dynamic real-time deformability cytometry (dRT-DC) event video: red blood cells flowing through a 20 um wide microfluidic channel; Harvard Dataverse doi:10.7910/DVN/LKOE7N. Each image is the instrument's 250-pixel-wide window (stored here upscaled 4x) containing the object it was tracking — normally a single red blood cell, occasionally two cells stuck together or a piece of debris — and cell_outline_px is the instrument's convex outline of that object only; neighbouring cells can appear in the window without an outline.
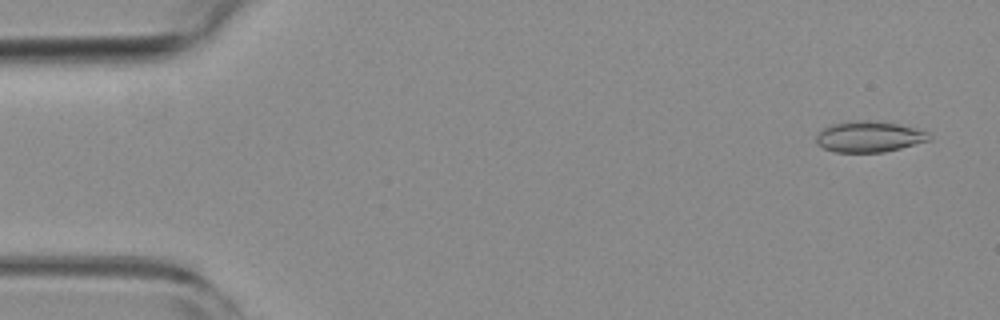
{"species": "common noctule bat (a hibernating species)", "species_latin": "Nyctalus noctula", "temperature_condition": "room temperature", "stored_images_in_passage": 54, "camera_frame_rate_fps": 3000, "um_per_image_px": 0.085, "animal": {"sex": "female", "body_mass_g": 19.3, "forearm_length_mm": 54.1}, "frame": {"image": 1, "passage_image": 3, "time_ms": 0.667, "image_size_px": [1000, 320], "cell_outline_px": [[932, 140], [884, 152], [836, 152], [824, 148], [816, 144], [816, 136], [824, 128], [832, 124], [860, 120], [868, 120], [900, 124], [928, 132], [932, 136]], "centroid_in_image_um": [73.91, 11.62], "position_along_channel_um": 11.1, "area_um2": 20.29}}
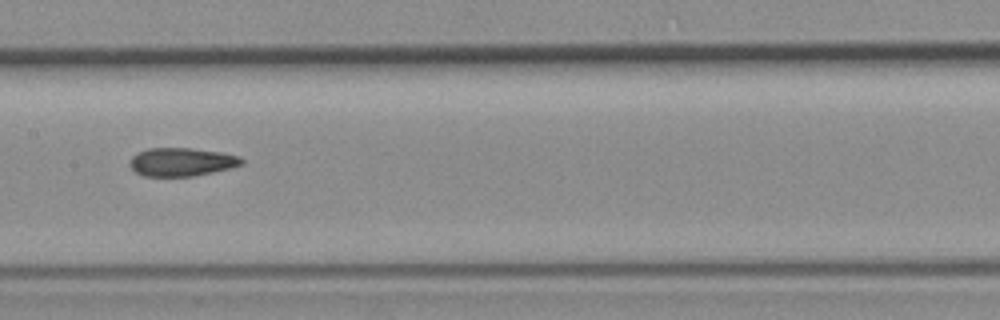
{"frame": {"image": 2, "passage_image": 27, "time_ms": 8.667, "image_size_px": [1000, 320], "cell_outline_px": [[244, 164], [212, 172], [192, 176], [144, 176], [136, 172], [128, 164], [132, 156], [136, 152], [148, 148], [192, 148], [220, 152], [240, 156], [244, 160]], "centroid_in_image_um": [15.41, 13.75], "position_along_channel_um": 192.0, "area_um2": 18.5}}
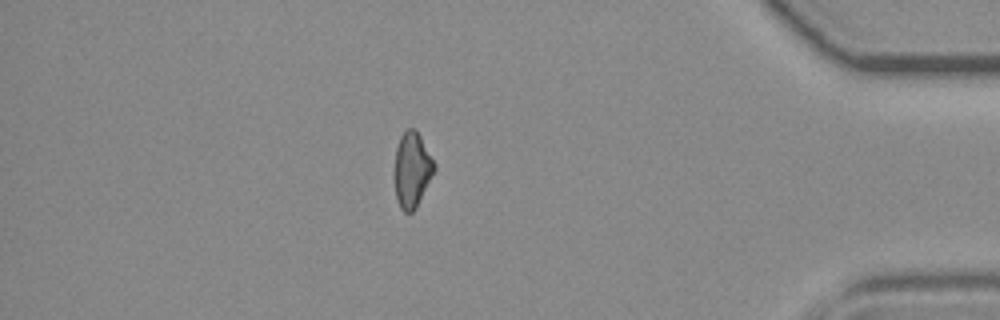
{"frame": {"image": 3, "passage_image": 47, "time_ms": 15.333, "image_size_px": [1000, 320], "cell_outline_px": [[436, 168], [416, 208], [412, 212], [404, 212], [400, 208], [396, 196], [396, 148], [400, 136], [408, 128], [416, 128], [436, 164]], "centroid_in_image_um": [35.05, 14.41], "position_along_channel_um": 400.1, "area_um2": 17.17}, "authors_computed_cell_mechanics": {"area_um2": 18.7561, "velocity_mm_per_s": 3.7757, "shape_relaxation_time_tau1_ms": null, "shape_relaxation_time_tau2_ms": 2.4082, "deformation_change_tau1": null, "deformation_change_tau2": 0.0876}}